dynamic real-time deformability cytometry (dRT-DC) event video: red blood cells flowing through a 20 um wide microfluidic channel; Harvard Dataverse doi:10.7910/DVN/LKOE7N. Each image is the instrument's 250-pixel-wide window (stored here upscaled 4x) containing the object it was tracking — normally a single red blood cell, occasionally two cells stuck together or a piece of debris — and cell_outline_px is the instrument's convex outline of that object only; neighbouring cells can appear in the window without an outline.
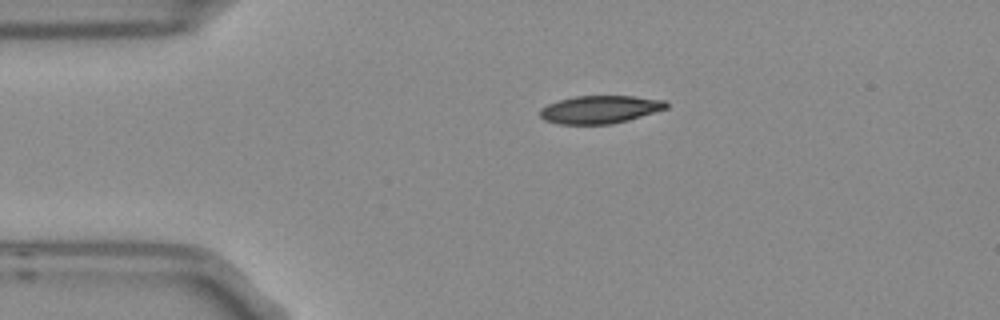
{"species": "Egyptian fruit bat (a non-hibernating species)", "species_latin": "Rousettus aegyptiacus", "temperature_condition": "room temperature", "stored_images_in_passage": 2, "camera_frame_rate_fps": 3000, "um_per_image_px": 0.085, "frame": {"image": 1, "passage_image": 1, "time_ms": 0.0, "image_size_px": [1000, 320], "cell_outline_px": [[668, 108], [628, 120], [612, 124], [556, 124], [544, 120], [540, 116], [540, 108], [548, 104], [560, 100], [576, 96], [632, 96], [664, 100], [668, 104]], "centroid_in_image_um": [50.98, 9.31], "position_along_channel_um": 34.0, "area_um2": 20.46}}